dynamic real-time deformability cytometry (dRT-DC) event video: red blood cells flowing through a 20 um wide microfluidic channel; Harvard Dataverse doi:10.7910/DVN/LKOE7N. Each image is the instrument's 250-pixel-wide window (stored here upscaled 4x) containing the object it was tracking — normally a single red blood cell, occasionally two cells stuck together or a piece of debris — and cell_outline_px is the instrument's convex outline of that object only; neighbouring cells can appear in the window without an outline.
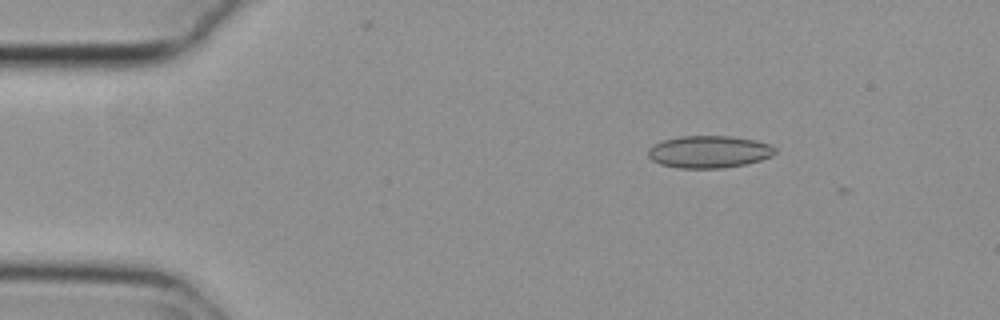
{"species": "common noctule bat (a hibernating species)", "species_latin": "Nyctalus noctula", "temperature_condition": "cold", "stored_images_in_passage": 4, "camera_frame_rate_fps": 3000, "um_per_image_px": 0.085, "animal": {"sex": "female", "body_mass_g": 29.2, "forearm_length_mm": 56.3}, "frame": {"image": 1, "passage_image": 3, "time_ms": 0.667, "image_size_px": [1000, 320], "cell_outline_px": [[776, 152], [772, 156], [760, 160], [744, 164], [724, 168], [676, 168], [660, 164], [652, 160], [648, 156], [648, 148], [664, 140], [680, 136], [732, 136], [756, 140], [768, 144], [776, 148]], "centroid_in_image_um": [60.27, 12.9], "position_along_channel_um": 24.7, "area_um2": 23.87}}